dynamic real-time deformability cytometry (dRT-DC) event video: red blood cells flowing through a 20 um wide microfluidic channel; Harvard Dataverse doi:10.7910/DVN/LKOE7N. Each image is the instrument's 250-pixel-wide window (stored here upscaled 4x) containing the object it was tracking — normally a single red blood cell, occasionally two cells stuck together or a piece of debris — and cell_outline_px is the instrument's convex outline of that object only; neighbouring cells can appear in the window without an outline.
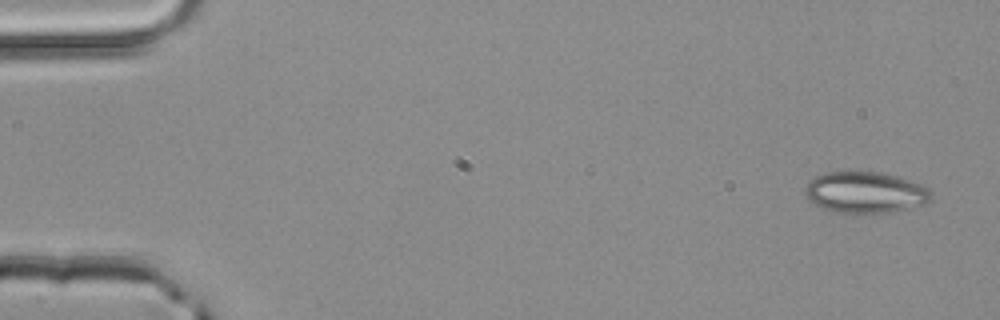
{"species": "common noctule bat (a hibernating species)", "species_latin": "Nyctalus noctula", "temperature_condition": "room temperature", "stored_images_in_passage": 4, "camera_frame_rate_fps": 3000, "um_per_image_px": 0.085, "animal": {"sex": "male", "body_mass_g": 20.4}, "frame": {"image": 1, "passage_image": 1, "time_ms": 0.0, "image_size_px": [1000, 320], "cell_outline_px": [[932, 196], [924, 204], [888, 212], [832, 212], [808, 200], [804, 192], [804, 188], [808, 180], [824, 172], [880, 172], [896, 176], [920, 184], [928, 188], [932, 192]], "centroid_in_image_um": [73.5, 16.34], "position_along_channel_um": 11.5, "area_um2": 30.0}}